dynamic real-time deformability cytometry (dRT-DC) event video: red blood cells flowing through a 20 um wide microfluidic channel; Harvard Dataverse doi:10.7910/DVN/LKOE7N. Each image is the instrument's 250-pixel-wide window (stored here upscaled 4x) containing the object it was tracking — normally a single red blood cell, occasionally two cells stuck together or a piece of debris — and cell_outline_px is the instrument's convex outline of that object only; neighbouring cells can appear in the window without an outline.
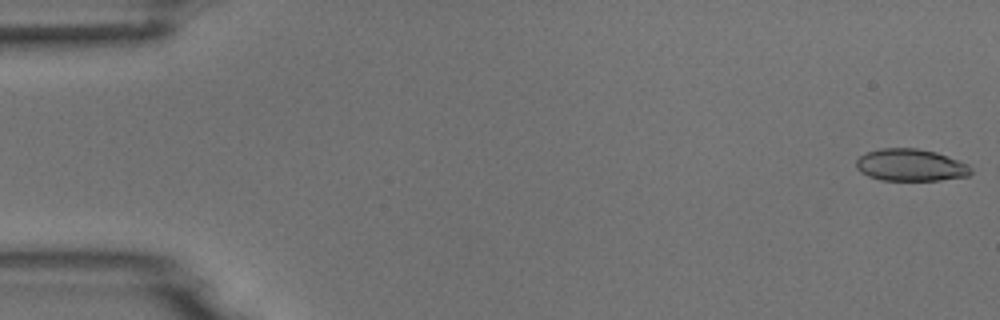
{"species": "common noctule bat (a hibernating species)", "species_latin": "Nyctalus noctula", "temperature_condition": "room temperature", "stored_images_in_passage": 5, "camera_frame_rate_fps": 3000, "um_per_image_px": 0.085, "animal": {"sex": "male", "body_mass_g": 18.8}, "frame": {"image": 1, "passage_image": 1, "time_ms": 0.0, "image_size_px": [1000, 320], "cell_outline_px": [[972, 172], [968, 176], [940, 180], [880, 180], [868, 176], [860, 172], [856, 168], [856, 160], [860, 156], [868, 152], [880, 148], [916, 148], [936, 152], [948, 156], [968, 164], [972, 168]], "centroid_in_image_um": [77.4, 14.03], "position_along_channel_um": 7.6, "area_um2": 21.56}}
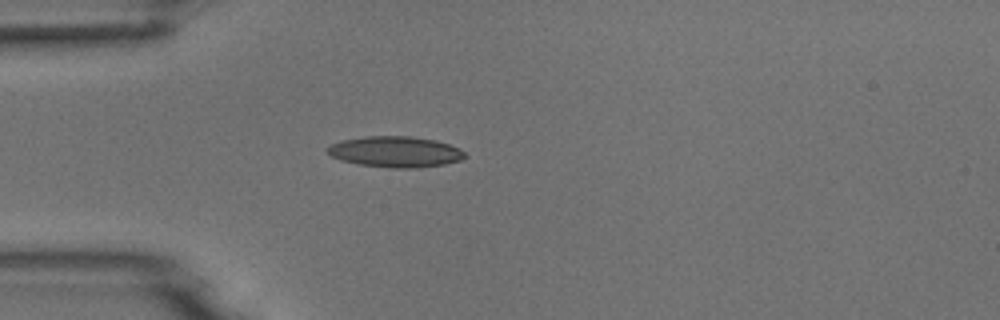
{"frame": {"image": 2, "passage_image": 5, "time_ms": 1.333, "image_size_px": [1000, 320], "cell_outline_px": [[468, 156], [460, 160], [444, 164], [416, 168], [388, 168], [360, 164], [340, 160], [332, 156], [328, 152], [328, 148], [332, 144], [340, 140], [364, 136], [412, 136], [436, 140], [460, 148]], "centroid_in_image_um": [33.63, 12.9], "position_along_channel_um": 51.4, "area_um2": 24.8}}